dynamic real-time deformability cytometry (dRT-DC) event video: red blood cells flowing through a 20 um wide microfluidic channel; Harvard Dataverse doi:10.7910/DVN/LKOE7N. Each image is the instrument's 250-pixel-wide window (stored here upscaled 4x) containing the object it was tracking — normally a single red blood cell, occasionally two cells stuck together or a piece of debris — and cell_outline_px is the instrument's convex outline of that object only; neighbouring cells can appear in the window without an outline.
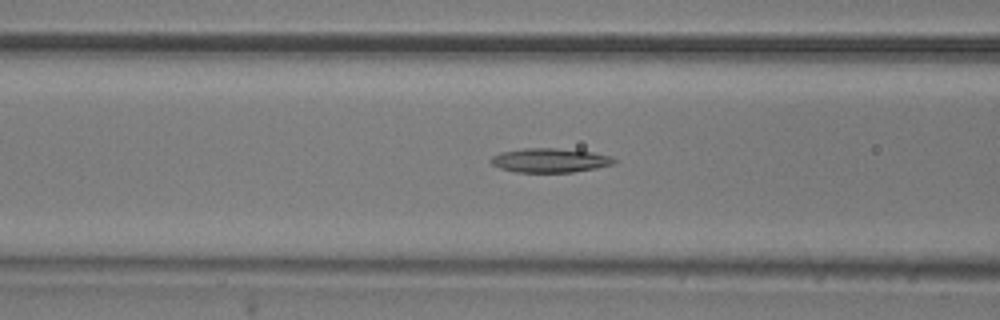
{"species": "common noctule bat (a hibernating species)", "species_latin": "Nyctalus noctula", "temperature_condition": "room temperature", "stored_images_in_passage": 52, "camera_frame_rate_fps": 3000, "um_per_image_px": 0.085, "animal": {"sex": "male", "body_mass_g": 20.5, "forearm_length_mm": 52.5}, "frame": {"image": 1, "passage_image": 20, "time_ms": 6.333, "image_size_px": [1000, 320], "cell_outline_px": [[616, 160], [612, 164], [596, 168], [572, 172], [516, 172], [500, 168], [492, 164], [488, 160], [492, 156], [500, 152], [524, 148], [556, 148], [592, 152], [608, 156]], "centroid_in_image_um": [46.68, 13.63], "position_along_channel_um": 119.9, "area_um2": 17.22}}
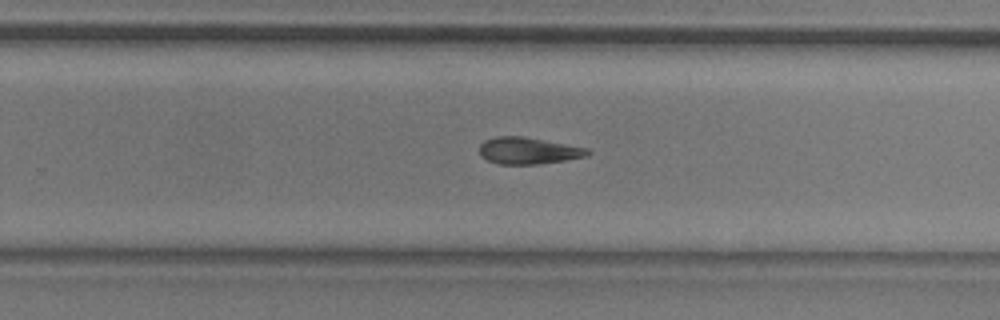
{"frame": {"image": 2, "passage_image": 33, "time_ms": 10.667, "image_size_px": [1000, 320], "cell_outline_px": [[592, 152], [588, 156], [568, 160], [540, 164], [496, 164], [480, 156], [480, 144], [484, 140], [496, 136], [524, 136], [588, 148]], "centroid_in_image_um": [44.92, 12.81], "position_along_channel_um": 284.9, "area_um2": 17.11}}
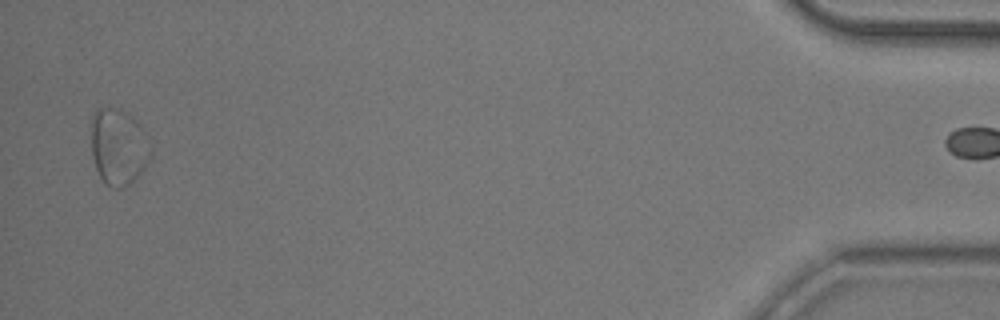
{"frame": {"image": 3, "passage_image": 51, "time_ms": 16.667, "image_size_px": [1000, 320], "cell_outline_px": [[152, 156], [144, 168], [128, 184], [120, 188], [116, 188], [108, 184], [100, 176], [96, 168], [92, 156], [92, 112], [96, 108], [120, 108], [128, 112], [136, 120], [152, 144]], "centroid_in_image_um": [10.09, 12.42], "position_along_channel_um": 425.1, "area_um2": 26.47}, "authors_computed_cell_mechanics": {"area_um2": 17.8891, "velocity_mm_per_s": 3.8071, "shape_relaxation_time_tau1_ms": 3.3842, "shape_relaxation_time_tau2_ms": null, "deformation_change_tau1": 0.1331, "deformation_change_tau2": null}}